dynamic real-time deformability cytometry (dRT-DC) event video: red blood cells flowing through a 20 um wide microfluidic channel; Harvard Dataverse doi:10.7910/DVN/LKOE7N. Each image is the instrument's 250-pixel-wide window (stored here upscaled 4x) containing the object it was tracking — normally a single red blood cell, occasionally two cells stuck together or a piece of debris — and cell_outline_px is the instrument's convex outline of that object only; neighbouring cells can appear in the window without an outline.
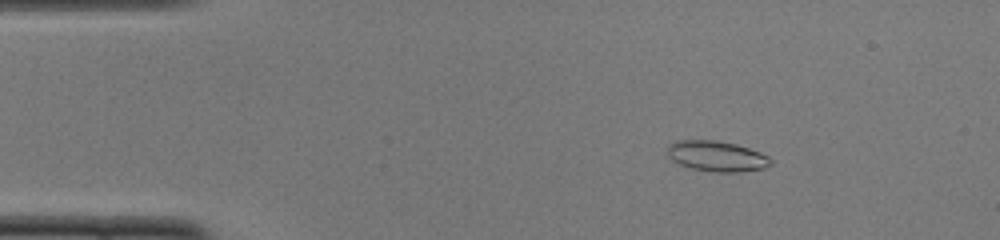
{"species": "common noctule bat (a hibernating species)", "species_latin": "Nyctalus noctula", "temperature_condition": "cold", "stored_images_in_passage": 51, "camera_frame_rate_fps": 3000, "um_per_image_px": 0.085, "animal": {"sex": "female", "body_mass_g": 22.0, "forearm_length_mm": 56.7}, "frame": {"image": 1, "passage_image": 8, "time_ms": 2.333, "image_size_px": [1000, 240], "cell_outline_px": [[772, 164], [764, 168], [740, 172], [712, 172], [692, 168], [680, 164], [672, 160], [668, 156], [668, 144], [676, 140], [716, 140], [736, 144], [760, 152], [768, 156], [772, 160]], "centroid_in_image_um": [60.93, 13.27], "position_along_channel_um": 24.1, "area_um2": 18.44}}
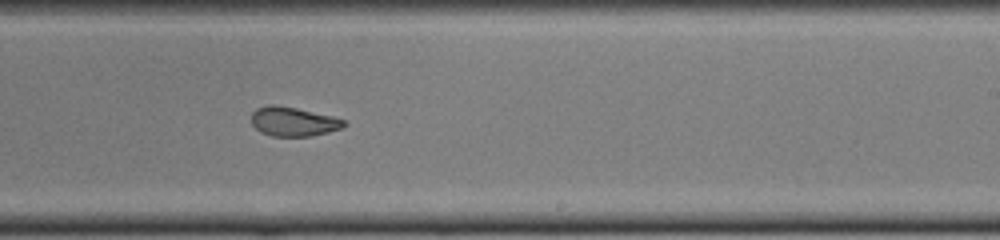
{"frame": {"image": 2, "passage_image": 31, "time_ms": 10.0, "image_size_px": [1000, 240], "cell_outline_px": [[348, 124], [344, 128], [312, 136], [272, 136], [260, 132], [252, 124], [252, 112], [256, 108], [268, 104], [276, 104], [296, 108], [332, 116], [344, 120]], "centroid_in_image_um": [24.94, 10.33], "position_along_channel_um": 264.1, "area_um2": 15.9}}
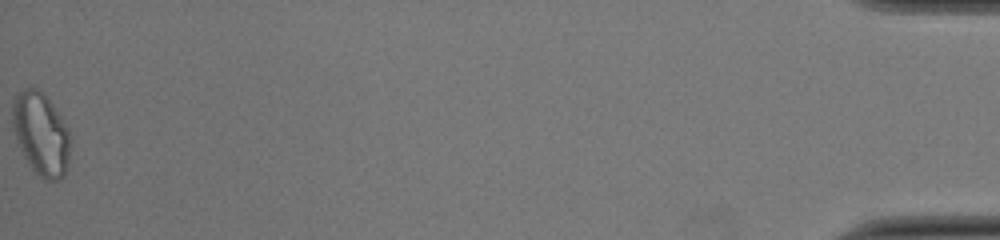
{"frame": {"image": 3, "passage_image": 51, "time_ms": 16.667, "image_size_px": [1000, 240], "cell_outline_px": [[68, 168], [64, 176], [60, 180], [44, 180], [28, 164], [16, 140], [12, 128], [12, 100], [16, 92], [24, 88], [36, 88], [44, 92], [48, 96], [68, 128]], "centroid_in_image_um": [3.45, 11.34], "position_along_channel_um": 431.8, "area_um2": 28.15}, "authors_computed_cell_mechanics": {"area_um2": 17.918, "velocity_mm_per_s": 4.0053, "shape_relaxation_time_tau1_ms": null, "shape_relaxation_time_tau2_ms": 1.808, "deformation_change_tau1": null, "deformation_change_tau2": 0.0788}}